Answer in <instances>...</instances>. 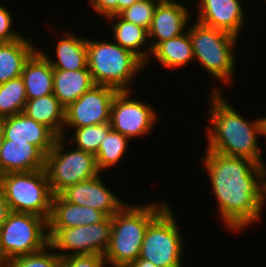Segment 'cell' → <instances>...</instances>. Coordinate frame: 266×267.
I'll list each match as a JSON object with an SVG mask.
<instances>
[{
  "mask_svg": "<svg viewBox=\"0 0 266 267\" xmlns=\"http://www.w3.org/2000/svg\"><path fill=\"white\" fill-rule=\"evenodd\" d=\"M201 159L224 227L238 234L254 222L260 224L266 207V166L206 149Z\"/></svg>",
  "mask_w": 266,
  "mask_h": 267,
  "instance_id": "cell-1",
  "label": "cell"
},
{
  "mask_svg": "<svg viewBox=\"0 0 266 267\" xmlns=\"http://www.w3.org/2000/svg\"><path fill=\"white\" fill-rule=\"evenodd\" d=\"M217 87L211 88L206 101L209 116L206 118L209 124L205 125L206 150L231 157L248 158L266 166L259 144L261 142L259 118L247 120L227 101V97L223 96L220 85Z\"/></svg>",
  "mask_w": 266,
  "mask_h": 267,
  "instance_id": "cell-2",
  "label": "cell"
},
{
  "mask_svg": "<svg viewBox=\"0 0 266 267\" xmlns=\"http://www.w3.org/2000/svg\"><path fill=\"white\" fill-rule=\"evenodd\" d=\"M169 205L164 199L143 203H127L112 216L110 244L104 254L107 267H127L139 258L148 225Z\"/></svg>",
  "mask_w": 266,
  "mask_h": 267,
  "instance_id": "cell-3",
  "label": "cell"
},
{
  "mask_svg": "<svg viewBox=\"0 0 266 267\" xmlns=\"http://www.w3.org/2000/svg\"><path fill=\"white\" fill-rule=\"evenodd\" d=\"M87 68L95 85L110 86L118 91H133V81L145 72V63L132 51L109 41L87 37ZM131 84V85H130Z\"/></svg>",
  "mask_w": 266,
  "mask_h": 267,
  "instance_id": "cell-4",
  "label": "cell"
},
{
  "mask_svg": "<svg viewBox=\"0 0 266 267\" xmlns=\"http://www.w3.org/2000/svg\"><path fill=\"white\" fill-rule=\"evenodd\" d=\"M194 21V23H193ZM187 28L191 38L194 63L218 83L230 86L235 81L237 43L240 38L193 20ZM236 47V48H235ZM197 61V62H196ZM234 79V81H233Z\"/></svg>",
  "mask_w": 266,
  "mask_h": 267,
  "instance_id": "cell-5",
  "label": "cell"
},
{
  "mask_svg": "<svg viewBox=\"0 0 266 267\" xmlns=\"http://www.w3.org/2000/svg\"><path fill=\"white\" fill-rule=\"evenodd\" d=\"M0 187L11 212L30 213L49 220L53 193L45 169L2 174Z\"/></svg>",
  "mask_w": 266,
  "mask_h": 267,
  "instance_id": "cell-6",
  "label": "cell"
},
{
  "mask_svg": "<svg viewBox=\"0 0 266 267\" xmlns=\"http://www.w3.org/2000/svg\"><path fill=\"white\" fill-rule=\"evenodd\" d=\"M173 206L169 204L148 225L141 246L139 258L149 260L157 267H183L185 240Z\"/></svg>",
  "mask_w": 266,
  "mask_h": 267,
  "instance_id": "cell-7",
  "label": "cell"
},
{
  "mask_svg": "<svg viewBox=\"0 0 266 267\" xmlns=\"http://www.w3.org/2000/svg\"><path fill=\"white\" fill-rule=\"evenodd\" d=\"M67 143L65 137H57L53 148L45 155L44 169L53 195L101 173L95 155L76 147L68 150Z\"/></svg>",
  "mask_w": 266,
  "mask_h": 267,
  "instance_id": "cell-8",
  "label": "cell"
},
{
  "mask_svg": "<svg viewBox=\"0 0 266 267\" xmlns=\"http://www.w3.org/2000/svg\"><path fill=\"white\" fill-rule=\"evenodd\" d=\"M48 244L46 218L30 213L10 212L0 227V254L5 263L38 252Z\"/></svg>",
  "mask_w": 266,
  "mask_h": 267,
  "instance_id": "cell-9",
  "label": "cell"
},
{
  "mask_svg": "<svg viewBox=\"0 0 266 267\" xmlns=\"http://www.w3.org/2000/svg\"><path fill=\"white\" fill-rule=\"evenodd\" d=\"M112 217L71 228H48L49 245L62 258L70 255L101 254L110 244Z\"/></svg>",
  "mask_w": 266,
  "mask_h": 267,
  "instance_id": "cell-10",
  "label": "cell"
},
{
  "mask_svg": "<svg viewBox=\"0 0 266 267\" xmlns=\"http://www.w3.org/2000/svg\"><path fill=\"white\" fill-rule=\"evenodd\" d=\"M134 91H118L110 109L111 128L129 140L149 136L160 119L155 107L145 100L134 98Z\"/></svg>",
  "mask_w": 266,
  "mask_h": 267,
  "instance_id": "cell-11",
  "label": "cell"
},
{
  "mask_svg": "<svg viewBox=\"0 0 266 267\" xmlns=\"http://www.w3.org/2000/svg\"><path fill=\"white\" fill-rule=\"evenodd\" d=\"M117 92V89L110 86L94 85L75 102L69 104L65 108L62 137H67L68 130L110 123L111 103Z\"/></svg>",
  "mask_w": 266,
  "mask_h": 267,
  "instance_id": "cell-12",
  "label": "cell"
},
{
  "mask_svg": "<svg viewBox=\"0 0 266 267\" xmlns=\"http://www.w3.org/2000/svg\"><path fill=\"white\" fill-rule=\"evenodd\" d=\"M100 173L91 179L68 186L60 194L68 201L103 212L107 217L114 216L127 202L116 196L105 184ZM125 202V203H124Z\"/></svg>",
  "mask_w": 266,
  "mask_h": 267,
  "instance_id": "cell-13",
  "label": "cell"
},
{
  "mask_svg": "<svg viewBox=\"0 0 266 267\" xmlns=\"http://www.w3.org/2000/svg\"><path fill=\"white\" fill-rule=\"evenodd\" d=\"M195 20L240 37L247 14L242 5L245 0H196ZM198 11V12H197Z\"/></svg>",
  "mask_w": 266,
  "mask_h": 267,
  "instance_id": "cell-14",
  "label": "cell"
},
{
  "mask_svg": "<svg viewBox=\"0 0 266 267\" xmlns=\"http://www.w3.org/2000/svg\"><path fill=\"white\" fill-rule=\"evenodd\" d=\"M190 7L178 4H158L148 29L151 50L158 44L178 37L187 31L191 18Z\"/></svg>",
  "mask_w": 266,
  "mask_h": 267,
  "instance_id": "cell-15",
  "label": "cell"
},
{
  "mask_svg": "<svg viewBox=\"0 0 266 267\" xmlns=\"http://www.w3.org/2000/svg\"><path fill=\"white\" fill-rule=\"evenodd\" d=\"M4 140L26 141L37 146L45 155L53 148L57 135L46 125L21 112L1 118Z\"/></svg>",
  "mask_w": 266,
  "mask_h": 267,
  "instance_id": "cell-16",
  "label": "cell"
},
{
  "mask_svg": "<svg viewBox=\"0 0 266 267\" xmlns=\"http://www.w3.org/2000/svg\"><path fill=\"white\" fill-rule=\"evenodd\" d=\"M45 168V154L26 141L3 140L0 148V175Z\"/></svg>",
  "mask_w": 266,
  "mask_h": 267,
  "instance_id": "cell-17",
  "label": "cell"
},
{
  "mask_svg": "<svg viewBox=\"0 0 266 267\" xmlns=\"http://www.w3.org/2000/svg\"><path fill=\"white\" fill-rule=\"evenodd\" d=\"M69 31V32H68ZM67 30L61 32L63 38H58L55 44V54L52 57L44 52L43 48L38 50L46 57L53 69L78 71L87 67V38Z\"/></svg>",
  "mask_w": 266,
  "mask_h": 267,
  "instance_id": "cell-18",
  "label": "cell"
},
{
  "mask_svg": "<svg viewBox=\"0 0 266 267\" xmlns=\"http://www.w3.org/2000/svg\"><path fill=\"white\" fill-rule=\"evenodd\" d=\"M107 216L96 209L68 202L61 194L53 195L48 228H71L103 221Z\"/></svg>",
  "mask_w": 266,
  "mask_h": 267,
  "instance_id": "cell-19",
  "label": "cell"
},
{
  "mask_svg": "<svg viewBox=\"0 0 266 267\" xmlns=\"http://www.w3.org/2000/svg\"><path fill=\"white\" fill-rule=\"evenodd\" d=\"M105 19L109 24L108 28H110L107 31H110V34L112 32V40L137 55L145 63V69L149 67L151 46L148 39V31L141 26L122 19L119 15L109 16ZM144 45L148 49H144Z\"/></svg>",
  "mask_w": 266,
  "mask_h": 267,
  "instance_id": "cell-20",
  "label": "cell"
},
{
  "mask_svg": "<svg viewBox=\"0 0 266 267\" xmlns=\"http://www.w3.org/2000/svg\"><path fill=\"white\" fill-rule=\"evenodd\" d=\"M53 72L46 57L37 49L25 62L21 77L27 100L53 94Z\"/></svg>",
  "mask_w": 266,
  "mask_h": 267,
  "instance_id": "cell-21",
  "label": "cell"
},
{
  "mask_svg": "<svg viewBox=\"0 0 266 267\" xmlns=\"http://www.w3.org/2000/svg\"><path fill=\"white\" fill-rule=\"evenodd\" d=\"M94 85L87 67L78 71L54 69L53 94L65 108Z\"/></svg>",
  "mask_w": 266,
  "mask_h": 267,
  "instance_id": "cell-22",
  "label": "cell"
},
{
  "mask_svg": "<svg viewBox=\"0 0 266 267\" xmlns=\"http://www.w3.org/2000/svg\"><path fill=\"white\" fill-rule=\"evenodd\" d=\"M30 37L0 43V84L21 76L25 62L38 49Z\"/></svg>",
  "mask_w": 266,
  "mask_h": 267,
  "instance_id": "cell-23",
  "label": "cell"
},
{
  "mask_svg": "<svg viewBox=\"0 0 266 267\" xmlns=\"http://www.w3.org/2000/svg\"><path fill=\"white\" fill-rule=\"evenodd\" d=\"M157 60L164 69L178 70L185 68L194 61L191 38L188 31L182 35L158 43L152 50L150 57Z\"/></svg>",
  "mask_w": 266,
  "mask_h": 267,
  "instance_id": "cell-24",
  "label": "cell"
},
{
  "mask_svg": "<svg viewBox=\"0 0 266 267\" xmlns=\"http://www.w3.org/2000/svg\"><path fill=\"white\" fill-rule=\"evenodd\" d=\"M23 113L36 122L46 125L58 137L63 135L65 107L54 94L27 100Z\"/></svg>",
  "mask_w": 266,
  "mask_h": 267,
  "instance_id": "cell-25",
  "label": "cell"
},
{
  "mask_svg": "<svg viewBox=\"0 0 266 267\" xmlns=\"http://www.w3.org/2000/svg\"><path fill=\"white\" fill-rule=\"evenodd\" d=\"M129 139L121 133L111 129L101 142L95 155L98 170L105 173L107 169L118 166L128 153Z\"/></svg>",
  "mask_w": 266,
  "mask_h": 267,
  "instance_id": "cell-26",
  "label": "cell"
},
{
  "mask_svg": "<svg viewBox=\"0 0 266 267\" xmlns=\"http://www.w3.org/2000/svg\"><path fill=\"white\" fill-rule=\"evenodd\" d=\"M26 101V88L21 76L0 84V119L23 112Z\"/></svg>",
  "mask_w": 266,
  "mask_h": 267,
  "instance_id": "cell-27",
  "label": "cell"
},
{
  "mask_svg": "<svg viewBox=\"0 0 266 267\" xmlns=\"http://www.w3.org/2000/svg\"><path fill=\"white\" fill-rule=\"evenodd\" d=\"M111 129L112 128L110 123L85 126L81 128L72 129L71 135L73 137L68 136L70 140H68L67 137L65 138L69 142L68 143L69 147L73 143L75 144V146L73 147L81 149L85 152H89L93 155H96L101 142Z\"/></svg>",
  "mask_w": 266,
  "mask_h": 267,
  "instance_id": "cell-28",
  "label": "cell"
},
{
  "mask_svg": "<svg viewBox=\"0 0 266 267\" xmlns=\"http://www.w3.org/2000/svg\"><path fill=\"white\" fill-rule=\"evenodd\" d=\"M61 257L48 244L42 250L13 258L5 267H59Z\"/></svg>",
  "mask_w": 266,
  "mask_h": 267,
  "instance_id": "cell-29",
  "label": "cell"
},
{
  "mask_svg": "<svg viewBox=\"0 0 266 267\" xmlns=\"http://www.w3.org/2000/svg\"><path fill=\"white\" fill-rule=\"evenodd\" d=\"M157 5L153 0H140L121 11L118 15L122 19L141 26L148 31Z\"/></svg>",
  "mask_w": 266,
  "mask_h": 267,
  "instance_id": "cell-30",
  "label": "cell"
},
{
  "mask_svg": "<svg viewBox=\"0 0 266 267\" xmlns=\"http://www.w3.org/2000/svg\"><path fill=\"white\" fill-rule=\"evenodd\" d=\"M59 267H107L101 254H81L62 257Z\"/></svg>",
  "mask_w": 266,
  "mask_h": 267,
  "instance_id": "cell-31",
  "label": "cell"
},
{
  "mask_svg": "<svg viewBox=\"0 0 266 267\" xmlns=\"http://www.w3.org/2000/svg\"><path fill=\"white\" fill-rule=\"evenodd\" d=\"M11 10L0 4V43H8L20 39L23 33L14 30V15ZM19 32V33H18Z\"/></svg>",
  "mask_w": 266,
  "mask_h": 267,
  "instance_id": "cell-32",
  "label": "cell"
},
{
  "mask_svg": "<svg viewBox=\"0 0 266 267\" xmlns=\"http://www.w3.org/2000/svg\"><path fill=\"white\" fill-rule=\"evenodd\" d=\"M88 4L96 15L104 19L118 15V0H88Z\"/></svg>",
  "mask_w": 266,
  "mask_h": 267,
  "instance_id": "cell-33",
  "label": "cell"
},
{
  "mask_svg": "<svg viewBox=\"0 0 266 267\" xmlns=\"http://www.w3.org/2000/svg\"><path fill=\"white\" fill-rule=\"evenodd\" d=\"M8 203L5 199L4 192L0 187V227L6 221L8 214L10 213Z\"/></svg>",
  "mask_w": 266,
  "mask_h": 267,
  "instance_id": "cell-34",
  "label": "cell"
},
{
  "mask_svg": "<svg viewBox=\"0 0 266 267\" xmlns=\"http://www.w3.org/2000/svg\"><path fill=\"white\" fill-rule=\"evenodd\" d=\"M127 267H157V266L149 260L137 258L135 261H132Z\"/></svg>",
  "mask_w": 266,
  "mask_h": 267,
  "instance_id": "cell-35",
  "label": "cell"
},
{
  "mask_svg": "<svg viewBox=\"0 0 266 267\" xmlns=\"http://www.w3.org/2000/svg\"><path fill=\"white\" fill-rule=\"evenodd\" d=\"M140 0H118V14Z\"/></svg>",
  "mask_w": 266,
  "mask_h": 267,
  "instance_id": "cell-36",
  "label": "cell"
},
{
  "mask_svg": "<svg viewBox=\"0 0 266 267\" xmlns=\"http://www.w3.org/2000/svg\"><path fill=\"white\" fill-rule=\"evenodd\" d=\"M153 1L156 2L157 4H178V5H186V6H188V4H189L187 2H185V4H184V1H186V0H184V1L183 0H153ZM181 1H183V2H181Z\"/></svg>",
  "mask_w": 266,
  "mask_h": 267,
  "instance_id": "cell-37",
  "label": "cell"
},
{
  "mask_svg": "<svg viewBox=\"0 0 266 267\" xmlns=\"http://www.w3.org/2000/svg\"><path fill=\"white\" fill-rule=\"evenodd\" d=\"M3 140H4V132H3V128L1 125V119H0V148L2 146Z\"/></svg>",
  "mask_w": 266,
  "mask_h": 267,
  "instance_id": "cell-38",
  "label": "cell"
},
{
  "mask_svg": "<svg viewBox=\"0 0 266 267\" xmlns=\"http://www.w3.org/2000/svg\"><path fill=\"white\" fill-rule=\"evenodd\" d=\"M0 267H5V262L0 260Z\"/></svg>",
  "mask_w": 266,
  "mask_h": 267,
  "instance_id": "cell-39",
  "label": "cell"
}]
</instances>
